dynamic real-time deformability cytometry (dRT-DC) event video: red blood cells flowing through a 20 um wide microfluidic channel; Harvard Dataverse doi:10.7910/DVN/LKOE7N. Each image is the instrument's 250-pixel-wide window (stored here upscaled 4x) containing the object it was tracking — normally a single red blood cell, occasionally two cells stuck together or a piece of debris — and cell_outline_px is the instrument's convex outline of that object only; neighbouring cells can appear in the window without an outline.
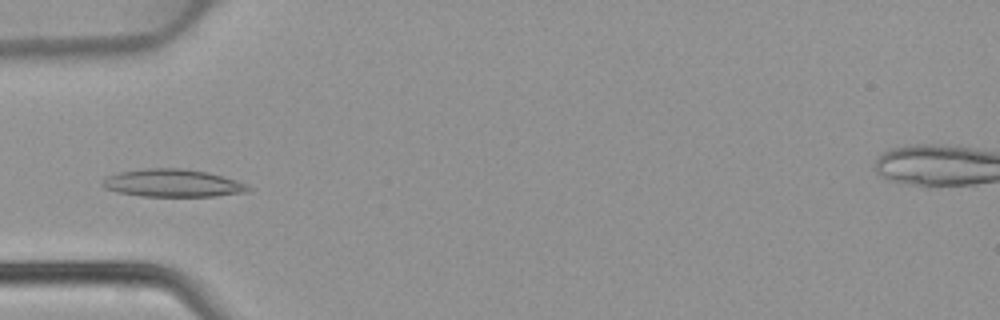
{"species": "common noctule bat (a hibernating species)", "species_latin": "Nyctalus noctula", "temperature_condition": "warm", "stored_images_in_passage": 38, "camera_frame_rate_fps": 3000, "um_per_image_px": 0.085, "animal": {"sex": "female", "body_mass_g": 22.7, "forearm_length_mm": 54.2}, "frame": {"image": 1, "passage_image": 6, "time_ms": 1.667, "image_size_px": [1000, 320], "cell_outline_px": [[252, 192], [216, 196], [140, 196], [116, 192], [104, 188], [100, 184], [108, 176], [120, 172], [144, 168], [180, 168], [208, 172], [244, 184], [252, 188]], "centroid_in_image_um": [14.66, 15.57], "position_along_channel_um": 70.3, "area_um2": 23.47}}
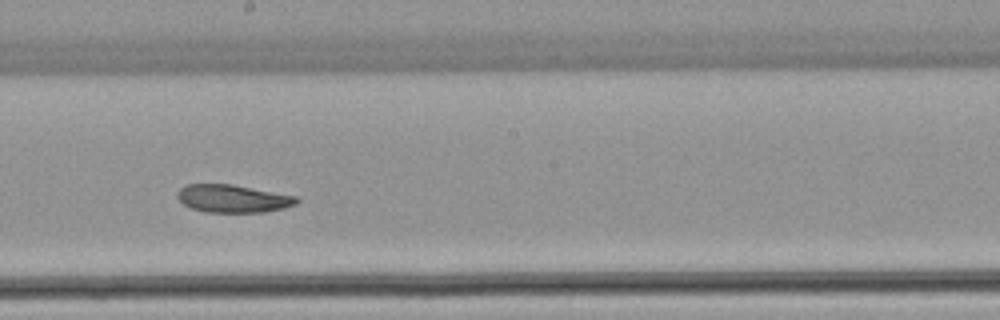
{"frame": {"image": 2, "passage_image": 17, "time_ms": 5.333, "image_size_px": [1000, 320], "cell_outline_px": [[300, 200], [296, 204], [284, 208], [264, 212], [204, 212], [192, 208], [184, 204], [176, 196], [176, 192], [184, 184], [232, 184], [296, 196]], "centroid_in_image_um": [19.78, 16.87], "position_along_channel_um": 228.4, "area_um2": 19.36}}
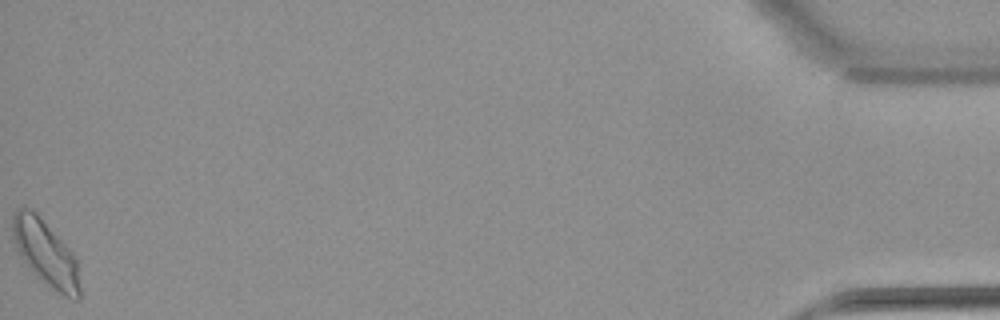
{"frame": {"image": 3, "passage_image": 38, "time_ms": 12.333, "image_size_px": [1000, 320], "cell_outline_px": [[80, 300], [76, 300], [64, 296], [52, 288], [36, 276], [32, 272], [20, 256], [16, 248], [12, 236], [12, 216], [16, 208], [28, 208], [36, 212], [72, 252], [76, 260], [80, 288]], "centroid_in_image_um": [3.86, 21.51], "position_along_channel_um": 431.3, "area_um2": 25.55}}